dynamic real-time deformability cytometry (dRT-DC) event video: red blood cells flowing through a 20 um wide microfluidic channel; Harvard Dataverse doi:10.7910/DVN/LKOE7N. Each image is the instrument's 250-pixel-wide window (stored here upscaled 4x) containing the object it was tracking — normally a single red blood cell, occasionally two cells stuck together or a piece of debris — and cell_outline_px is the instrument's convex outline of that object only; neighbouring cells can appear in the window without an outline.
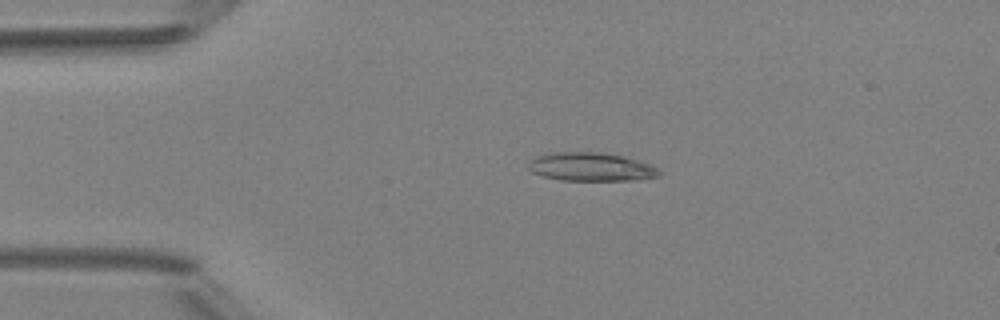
{"species": "Egyptian fruit bat (a non-hibernating species)", "species_latin": "Rousettus aegyptiacus", "temperature_condition": "room temperature", "stored_images_in_passage": 4, "camera_frame_rate_fps": 3000, "um_per_image_px": 0.085, "animal": {"sex": "female"}, "frame": {"image": 1, "passage_image": 3, "time_ms": 3.0, "image_size_px": [1000, 320], "cell_outline_px": [[660, 176], [636, 180], [560, 180], [544, 176], [532, 172], [528, 168], [528, 164], [536, 156], [548, 152], [600, 152], [628, 156], [648, 164], [656, 168], [660, 172]], "centroid_in_image_um": [50.23, 14.17], "position_along_channel_um": 34.8, "area_um2": 21.79}}